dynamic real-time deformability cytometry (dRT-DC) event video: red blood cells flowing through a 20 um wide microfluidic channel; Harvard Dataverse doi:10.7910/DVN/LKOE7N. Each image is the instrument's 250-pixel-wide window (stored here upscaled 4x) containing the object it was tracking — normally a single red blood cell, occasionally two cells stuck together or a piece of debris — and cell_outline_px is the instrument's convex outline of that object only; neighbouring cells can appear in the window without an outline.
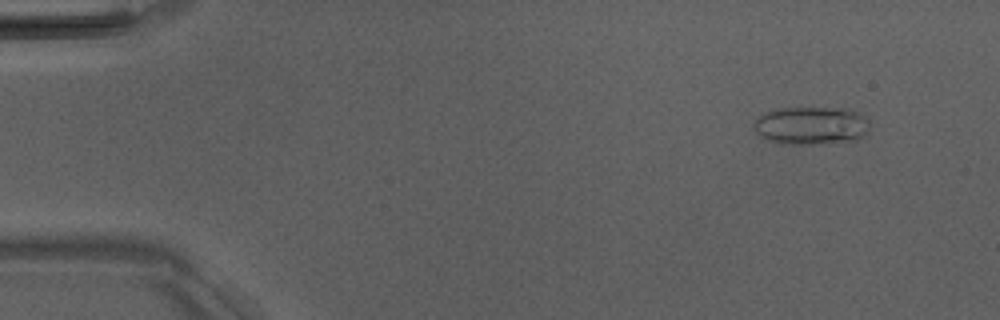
{"species": "Egyptian fruit bat (a non-hibernating species)", "species_latin": "Rousettus aegyptiacus", "temperature_condition": "room temperature", "stored_images_in_passage": 6, "camera_frame_rate_fps": 3000, "um_per_image_px": 0.085, "animal": {"sex": "male"}, "frame": {"image": 1, "passage_image": 2, "time_ms": 1.333, "image_size_px": [1000, 320], "cell_outline_px": [[868, 132], [864, 136], [856, 140], [820, 144], [780, 144], [764, 140], [756, 132], [756, 120], [760, 116], [768, 112], [780, 108], [848, 108], [860, 112], [868, 120]], "centroid_in_image_um": [69.0, 10.69], "position_along_channel_um": 16.0, "area_um2": 25.84}}
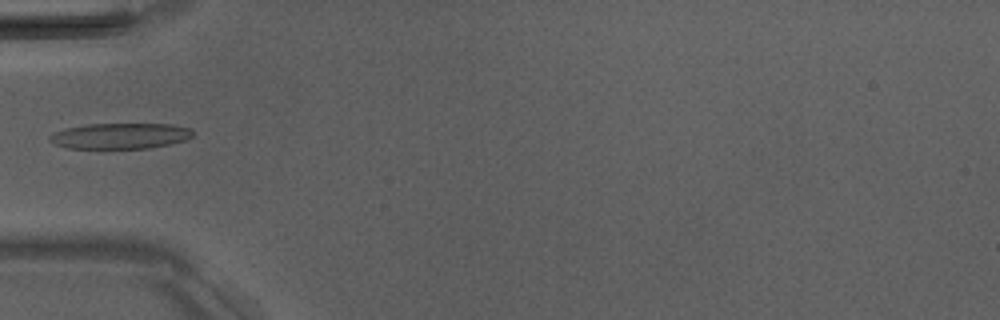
{"frame": {"image": 2, "passage_image": 6, "time_ms": 5.667, "image_size_px": [1000, 320], "cell_outline_px": [[192, 136], [188, 140], [148, 148], [68, 148], [56, 144], [48, 140], [48, 136], [64, 128], [88, 124], [172, 124], [192, 128]], "centroid_in_image_um": [10.24, 11.54], "position_along_channel_um": 74.8, "area_um2": 21.44}}